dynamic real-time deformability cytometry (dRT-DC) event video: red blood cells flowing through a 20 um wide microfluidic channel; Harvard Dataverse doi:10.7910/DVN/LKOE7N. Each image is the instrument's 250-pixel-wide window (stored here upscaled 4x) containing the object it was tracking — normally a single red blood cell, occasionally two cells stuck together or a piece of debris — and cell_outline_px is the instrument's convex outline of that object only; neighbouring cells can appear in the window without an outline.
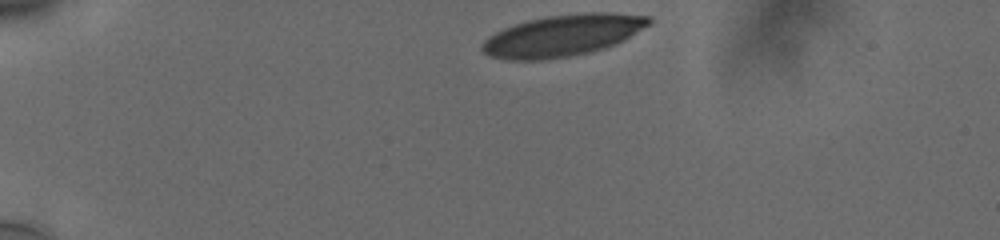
{"species": "human", "species_latin": "Homo sapiens", "temperature_condition": "cold", "stored_images_in_passage": 37, "camera_frame_rate_fps": 3000, "um_per_image_px": 0.085, "donor": {"sex": "male"}, "frame": {"image": 1, "passage_image": 1, "time_ms": 0.0, "image_size_px": [1000, 240], "cell_outline_px": [[652, 24], [624, 40], [616, 44], [604, 48], [572, 56], [544, 60], [508, 60], [488, 56], [480, 48], [480, 44], [488, 36], [504, 28], [528, 20], [548, 16], [588, 12], [612, 12], [652, 16]], "centroid_in_image_um": [47.85, 3.01], "position_along_channel_um": 37.1, "area_um2": 40.69}}
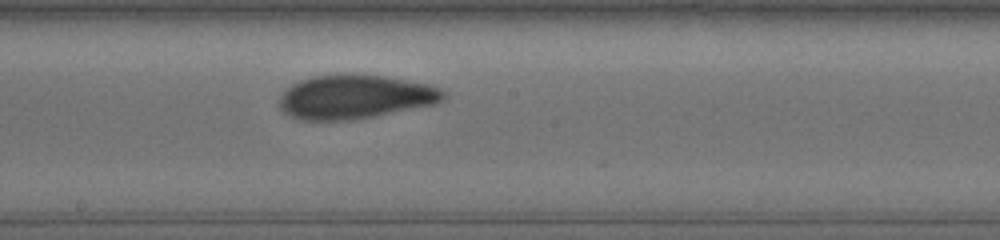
{"frame": {"image": 2, "passage_image": 21, "time_ms": 6.667, "image_size_px": [1000, 240], "cell_outline_px": [[448, 96], [444, 100], [436, 104], [352, 120], [304, 120], [292, 116], [284, 112], [280, 108], [280, 96], [292, 84], [300, 80], [312, 76], [384, 76], [428, 84], [444, 88]], "centroid_in_image_um": [30.25, 8.25], "position_along_channel_um": 218.0, "area_um2": 41.44}}
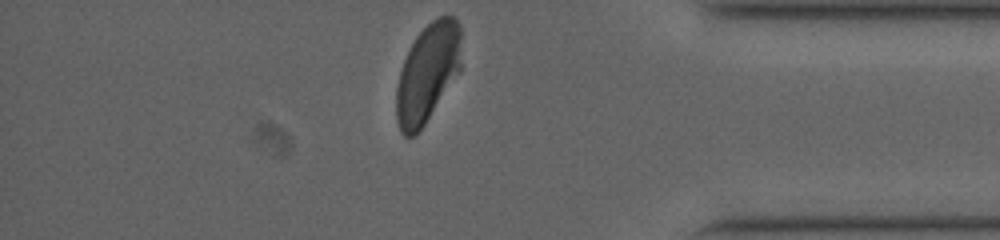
{"frame": {"image": 3, "passage_image": 37, "time_ms": 12.0, "image_size_px": [1000, 240], "cell_outline_px": [[460, 72], [424, 124], [412, 136], [404, 136], [400, 132], [396, 120], [396, 88], [400, 72], [404, 60], [416, 36], [432, 20], [440, 16], [456, 16], [460, 24]], "centroid_in_image_um": [36.34, 6.2], "position_along_channel_um": 398.9, "area_um2": 37.05}, "authors_computed_cell_mechanics": {"area_um2": 41.6738, "velocity_mm_per_s": 3.7451, "shape_relaxation_time_tau1_ms": 4.2689, "shape_relaxation_time_tau2_ms": 0.9994, "deformation_change_tau1": 0.1529, "deformation_change_tau2": 0.0651}}